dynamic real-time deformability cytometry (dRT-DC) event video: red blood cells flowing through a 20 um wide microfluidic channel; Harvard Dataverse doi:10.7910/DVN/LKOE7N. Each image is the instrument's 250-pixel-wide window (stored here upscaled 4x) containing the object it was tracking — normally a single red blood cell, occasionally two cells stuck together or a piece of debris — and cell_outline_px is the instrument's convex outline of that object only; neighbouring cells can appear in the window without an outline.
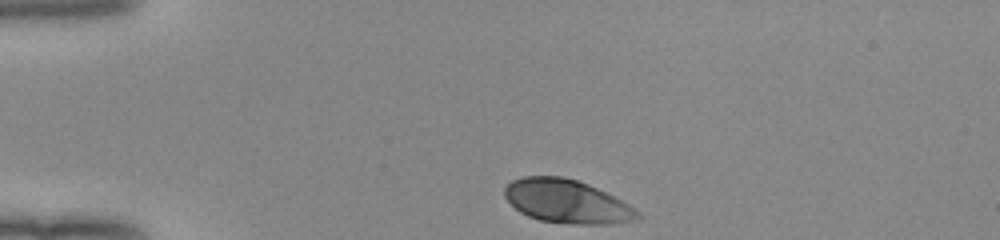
{"species": "human", "species_latin": "Homo sapiens", "temperature_condition": "room temperature", "stored_images_in_passage": 33, "camera_frame_rate_fps": 3000, "um_per_image_px": 0.085, "donor": {"sex": "female"}, "frame": {"image": 1, "passage_image": 1, "time_ms": 0.0, "image_size_px": [1000, 240], "cell_outline_px": [[640, 220], [608, 224], [572, 224], [540, 220], [528, 216], [520, 212], [504, 196], [504, 188], [512, 180], [524, 176], [560, 176], [576, 180], [588, 184], [628, 204], [640, 216]], "centroid_in_image_um": [48.15, 17.12], "position_along_channel_um": 36.8, "area_um2": 33.29}}
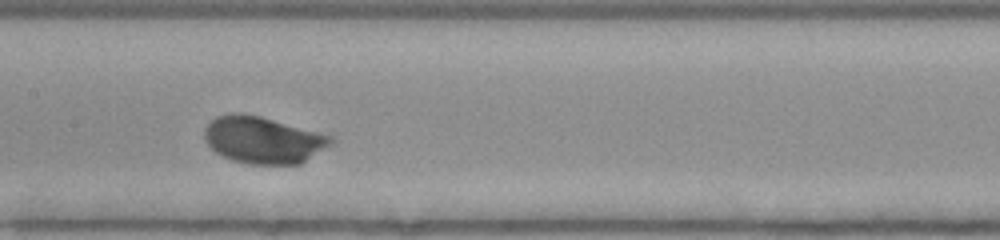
{"frame": {"image": 2, "passage_image": 16, "time_ms": 5.0, "image_size_px": [1000, 240], "cell_outline_px": [[336, 140], [332, 144], [300, 164], [248, 164], [232, 160], [216, 152], [204, 140], [204, 128], [216, 116], [232, 112], [240, 112], [260, 116], [332, 136]], "centroid_in_image_um": [22.35, 11.89], "position_along_channel_um": 185.1, "area_um2": 34.51}}
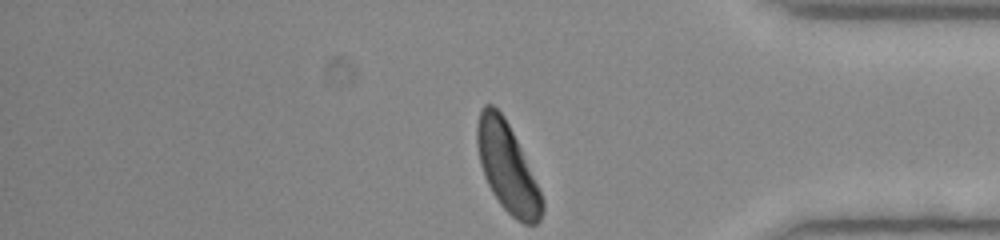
{"frame": {"image": 3, "passage_image": 33, "time_ms": 10.667, "image_size_px": [1000, 240], "cell_outline_px": [[544, 208], [540, 220], [536, 224], [524, 224], [516, 220], [500, 204], [492, 192], [484, 176], [480, 164], [476, 144], [476, 124], [480, 108], [484, 104], [492, 104], [504, 116], [520, 148], [544, 200]], "centroid_in_image_um": [43.09, 14.23], "position_along_channel_um": 392.1, "area_um2": 33.41}, "authors_computed_cell_mechanics": {"area_um2": 33.2928, "velocity_mm_per_s": 3.9588, "shape_relaxation_time_tau1_ms": 2.2912, "shape_relaxation_time_tau2_ms": null, "deformation_change_tau1": 0.1614, "deformation_change_tau2": null}}